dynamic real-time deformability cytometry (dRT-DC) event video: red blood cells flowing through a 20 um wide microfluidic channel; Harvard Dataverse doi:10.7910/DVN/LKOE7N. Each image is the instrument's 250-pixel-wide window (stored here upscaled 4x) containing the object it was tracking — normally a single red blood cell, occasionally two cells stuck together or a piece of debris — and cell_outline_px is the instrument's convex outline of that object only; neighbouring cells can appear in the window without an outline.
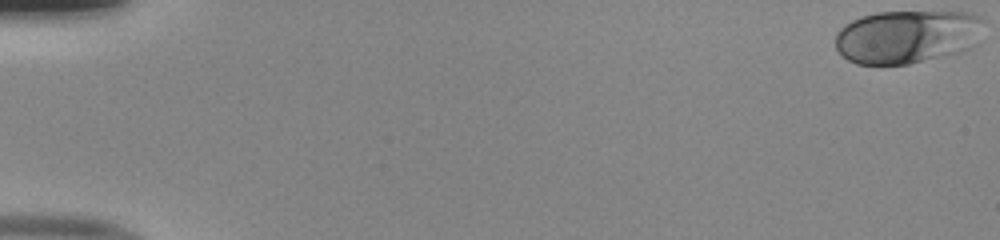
{"species": "human", "species_latin": "Homo sapiens", "temperature_condition": "room temperature", "stored_images_in_passage": 7, "camera_frame_rate_fps": 3000, "um_per_image_px": 0.085, "donor": {"sex": "male"}, "frame": {"image": 1, "passage_image": 1, "time_ms": 0.0, "image_size_px": [1000, 240], "cell_outline_px": [[984, 40], [980, 44], [972, 48], [960, 52], [908, 64], [856, 64], [848, 60], [836, 48], [836, 32], [844, 24], [860, 16], [876, 12], [968, 12], [980, 16], [984, 20]], "centroid_in_image_um": [77.2, 3.1], "position_along_channel_um": 7.8, "area_um2": 47.05}}